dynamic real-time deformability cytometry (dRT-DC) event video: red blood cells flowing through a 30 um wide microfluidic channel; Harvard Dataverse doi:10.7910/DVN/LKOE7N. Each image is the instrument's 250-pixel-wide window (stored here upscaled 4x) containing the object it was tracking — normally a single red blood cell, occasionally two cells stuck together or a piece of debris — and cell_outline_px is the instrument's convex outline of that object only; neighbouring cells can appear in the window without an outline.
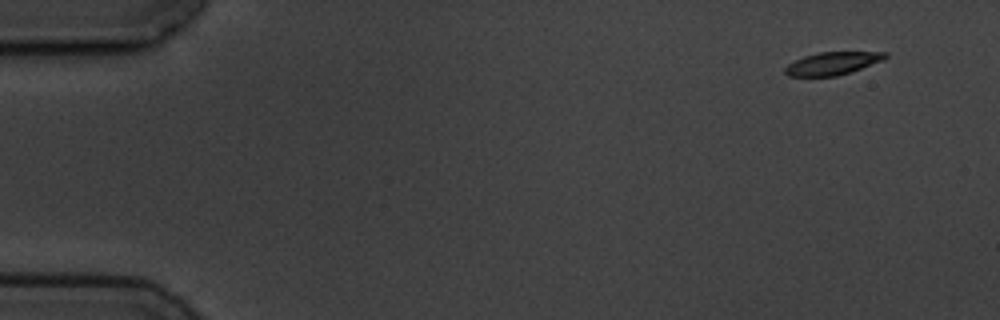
{"species": "common noctule bat (a hibernating species)", "species_latin": "Nyctalus noctula", "temperature_condition": "cold", "stored_images_in_passage": 5, "camera_frame_rate_fps": 3000, "um_per_image_px": 0.085, "animal": {"sex": "male", "body_mass_g": 19.5, "forearm_length_mm": 54.6}, "frame": {"image": 1, "passage_image": 1, "time_ms": 0.0, "image_size_px": [1000, 320], "cell_outline_px": [[888, 56], [884, 60], [836, 76], [788, 76], [784, 72], [784, 68], [788, 64], [804, 56], [820, 52], [888, 52]], "centroid_in_image_um": [70.75, 5.38], "position_along_channel_um": 14.2, "area_um2": 13.12}}
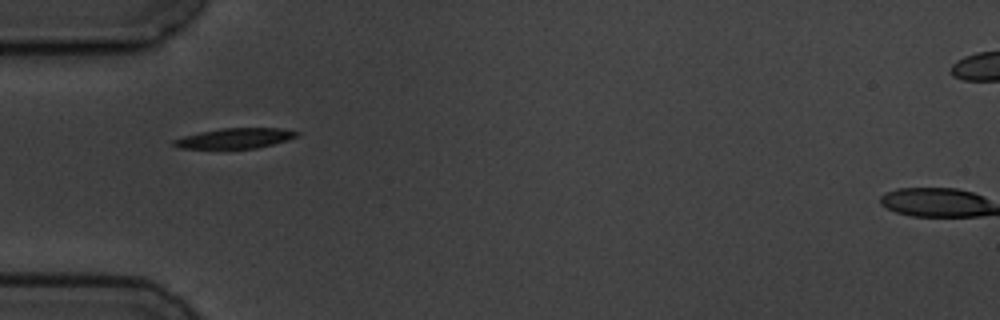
{"frame": {"image": 2, "passage_image": 5, "time_ms": 4.667, "image_size_px": [1000, 320], "cell_outline_px": [[300, 136], [288, 140], [256, 148], [180, 148], [172, 144], [172, 140], [184, 136], [200, 132], [220, 128], [280, 128], [300, 132]], "centroid_in_image_um": [20.01, 11.74], "position_along_channel_um": 65.0, "area_um2": 14.45}}